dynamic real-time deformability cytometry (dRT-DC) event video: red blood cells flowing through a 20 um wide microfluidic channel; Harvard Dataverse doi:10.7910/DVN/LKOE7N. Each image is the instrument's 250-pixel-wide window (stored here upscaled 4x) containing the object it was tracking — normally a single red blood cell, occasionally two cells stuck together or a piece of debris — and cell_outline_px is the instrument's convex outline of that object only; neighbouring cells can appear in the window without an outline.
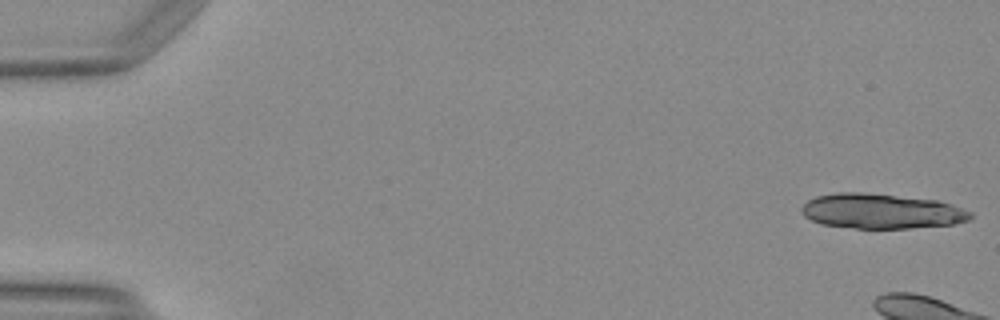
{"species": "Egyptian fruit bat (a non-hibernating species)", "species_latin": "Rousettus aegyptiacus", "temperature_condition": "warm", "stored_images_in_passage": 7, "camera_frame_rate_fps": 3000, "um_per_image_px": 0.085, "animal": {"sex": "female"}, "frame": {"image": 1, "passage_image": 1, "time_ms": 0.0, "image_size_px": [1000, 320], "cell_outline_px": [[972, 216], [968, 220], [952, 224], [908, 228], [856, 228], [820, 224], [804, 216], [800, 208], [808, 200], [816, 196], [836, 192], [860, 192], [936, 200], [952, 204], [972, 212]], "centroid_in_image_um": [74.89, 17.95], "position_along_channel_um": 10.1, "area_um2": 34.22}}